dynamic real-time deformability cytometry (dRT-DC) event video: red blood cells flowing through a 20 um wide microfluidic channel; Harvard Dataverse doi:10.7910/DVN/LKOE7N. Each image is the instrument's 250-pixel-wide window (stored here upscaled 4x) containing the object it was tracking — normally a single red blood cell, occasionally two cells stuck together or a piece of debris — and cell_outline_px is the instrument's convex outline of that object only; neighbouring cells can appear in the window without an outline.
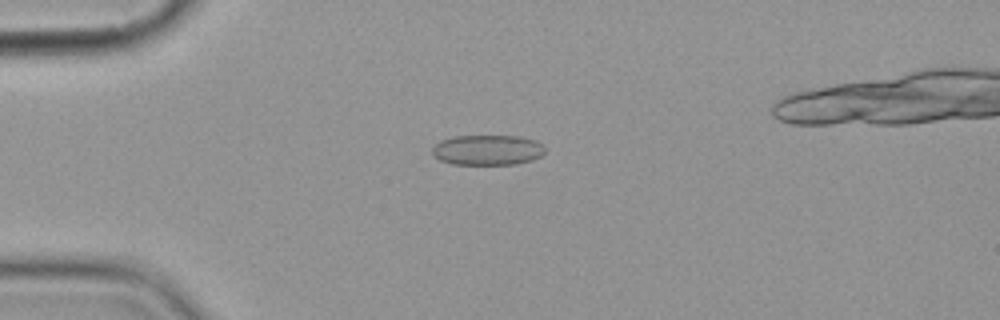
{"species": "common noctule bat (a hibernating species)", "species_latin": "Nyctalus noctula", "temperature_condition": "cold", "stored_images_in_passage": 8, "camera_frame_rate_fps": 3000, "um_per_image_px": 0.085, "animal": {"sex": "female", "body_mass_g": 19.9}, "frame": {"image": 1, "passage_image": 4, "time_ms": 3.333, "image_size_px": [1000, 320], "cell_outline_px": [[544, 152], [540, 156], [532, 160], [516, 164], [452, 164], [440, 160], [432, 156], [432, 148], [440, 140], [456, 136], [520, 136], [536, 140], [544, 148]], "centroid_in_image_um": [41.41, 12.75], "position_along_channel_um": 43.6, "area_um2": 19.88}}
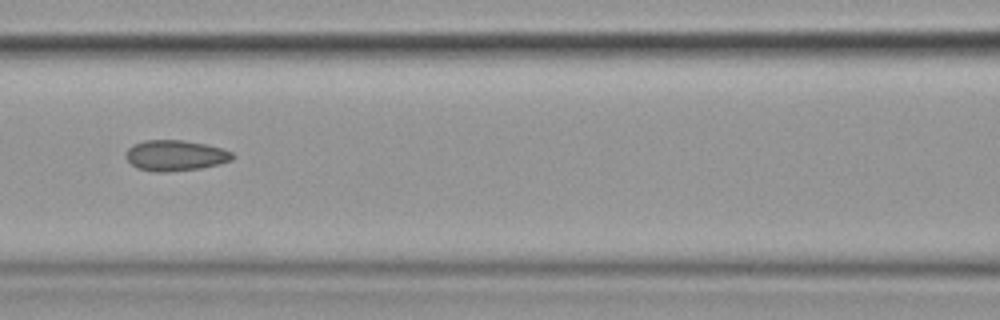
{"frame": {"image": 2, "passage_image": 7, "time_ms": 7.0, "image_size_px": [1000, 320], "cell_outline_px": [[236, 156], [232, 160], [220, 164], [200, 168], [164, 172], [152, 172], [136, 168], [124, 156], [128, 148], [132, 144], [144, 140], [184, 140], [208, 144], [224, 148], [232, 152]], "centroid_in_image_um": [14.92, 13.21], "position_along_channel_um": 151.7, "area_um2": 19.42}}
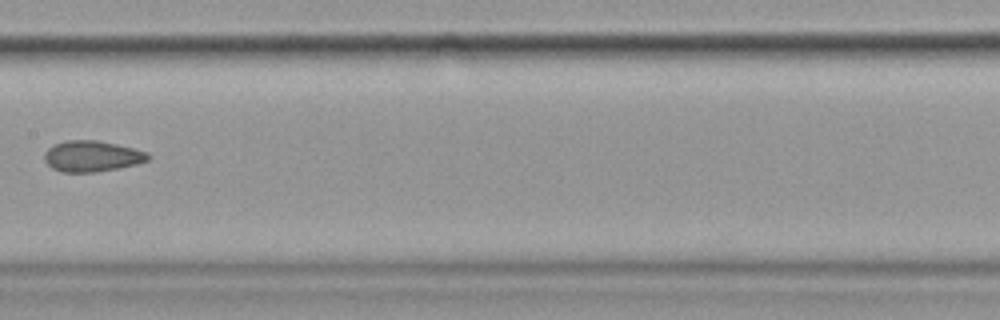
{"frame": {"image": 3, "passage_image": 8, "time_ms": 8.333, "image_size_px": [1000, 320], "cell_outline_px": [[152, 156], [148, 160], [136, 164], [96, 172], [64, 172], [52, 168], [44, 160], [44, 152], [48, 148], [56, 144], [68, 140], [96, 140], [116, 144], [148, 152]], "centroid_in_image_um": [7.82, 13.27], "position_along_channel_um": 199.6, "area_um2": 18.55}}